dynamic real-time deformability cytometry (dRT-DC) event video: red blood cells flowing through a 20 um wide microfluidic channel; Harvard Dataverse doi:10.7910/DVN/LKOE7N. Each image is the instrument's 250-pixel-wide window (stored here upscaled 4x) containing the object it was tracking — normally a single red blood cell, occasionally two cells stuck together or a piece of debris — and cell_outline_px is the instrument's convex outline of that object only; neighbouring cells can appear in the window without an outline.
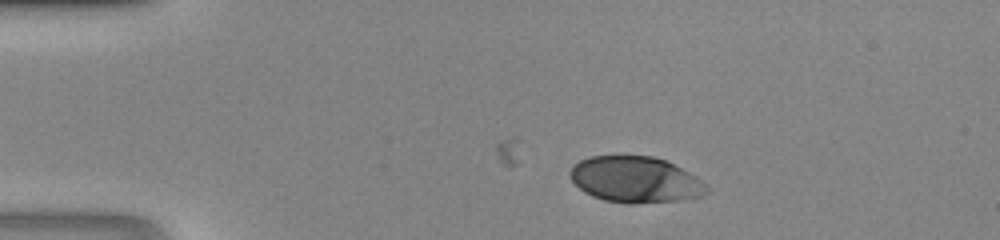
{"species": "human", "species_latin": "Homo sapiens", "temperature_condition": "room temperature", "stored_images_in_passage": 36, "camera_frame_rate_fps": 3000, "um_per_image_px": 0.085, "donor": {"sex": "male"}, "frame": {"image": 1, "passage_image": 1, "time_ms": 0.0, "image_size_px": [1000, 240], "cell_outline_px": [[708, 192], [704, 196], [676, 200], [632, 204], [628, 204], [604, 200], [592, 196], [584, 192], [572, 180], [568, 172], [572, 164], [580, 160], [592, 156], [652, 156], [664, 160], [688, 172], [700, 180], [708, 188]], "centroid_in_image_um": [53.96, 15.27], "position_along_channel_um": 31.0, "area_um2": 36.47}}
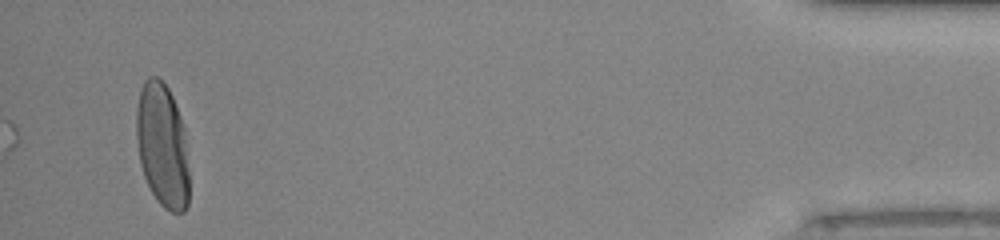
{"frame": {"image": 2, "passage_image": 36, "time_ms": 11.667, "image_size_px": [1000, 240], "cell_outline_px": [[188, 204], [184, 212], [172, 212], [164, 208], [156, 200], [144, 176], [140, 164], [136, 136], [136, 108], [140, 88], [144, 80], [148, 76], [156, 76], [168, 88], [172, 96], [180, 116], [184, 128], [188, 172]], "centroid_in_image_um": [13.78, 12.35], "position_along_channel_um": 421.4, "area_um2": 38.21}}